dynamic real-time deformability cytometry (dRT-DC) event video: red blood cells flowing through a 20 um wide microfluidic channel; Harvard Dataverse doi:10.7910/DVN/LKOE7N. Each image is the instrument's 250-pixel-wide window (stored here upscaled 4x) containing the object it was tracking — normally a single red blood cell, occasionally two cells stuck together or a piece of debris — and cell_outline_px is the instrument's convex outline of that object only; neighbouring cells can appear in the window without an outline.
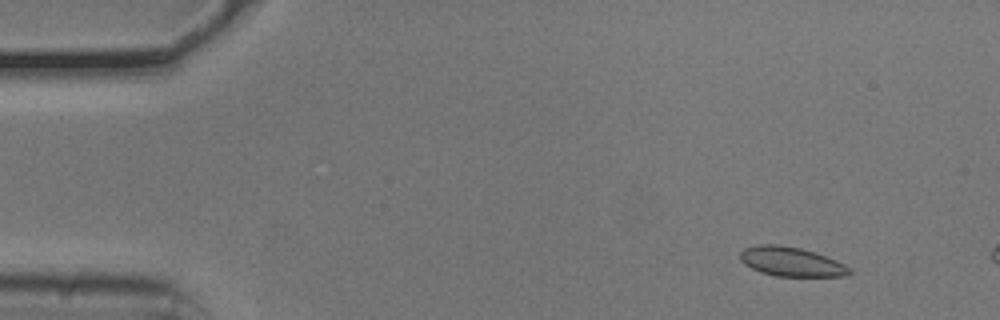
{"species": "common noctule bat (a hibernating species)", "species_latin": "Nyctalus noctula", "temperature_condition": "cold", "stored_images_in_passage": 11, "camera_frame_rate_fps": 3000, "um_per_image_px": 0.085, "animal": {"sex": "male", "body_mass_g": 20.5, "forearm_length_mm": 52.5}, "frame": {"image": 1, "passage_image": 5, "time_ms": 1.333, "image_size_px": [1000, 320], "cell_outline_px": [[852, 272], [848, 276], [776, 276], [760, 272], [744, 264], [740, 260], [740, 252], [744, 248], [760, 244], [780, 244], [800, 248], [816, 252], [836, 260], [852, 268]], "centroid_in_image_um": [67.27, 22.24], "position_along_channel_um": 17.7, "area_um2": 18.84}}